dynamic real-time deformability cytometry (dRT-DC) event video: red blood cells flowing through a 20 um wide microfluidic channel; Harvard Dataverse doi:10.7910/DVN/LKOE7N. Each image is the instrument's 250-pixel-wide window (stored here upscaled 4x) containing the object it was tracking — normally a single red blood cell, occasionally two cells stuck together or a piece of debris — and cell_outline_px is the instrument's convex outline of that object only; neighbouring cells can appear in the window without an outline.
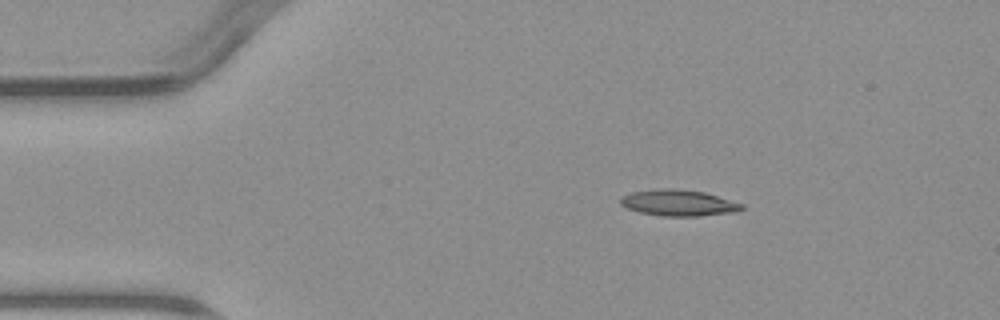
{"species": "common noctule bat (a hibernating species)", "species_latin": "Nyctalus noctula", "temperature_condition": "warm", "stored_images_in_passage": 2, "camera_frame_rate_fps": 3000, "um_per_image_px": 0.085, "animal": {"sex": "male", "body_mass_g": 23.1, "forearm_length_mm": 52.7}, "frame": {"image": 1, "passage_image": 1, "time_ms": 0.0, "image_size_px": [1000, 320], "cell_outline_px": [[744, 208], [736, 212], [700, 216], [660, 216], [640, 212], [628, 208], [620, 204], [620, 196], [632, 192], [656, 188], [676, 188], [704, 192], [744, 204]], "centroid_in_image_um": [57.67, 17.24], "position_along_channel_um": 27.3, "area_um2": 18.67}}
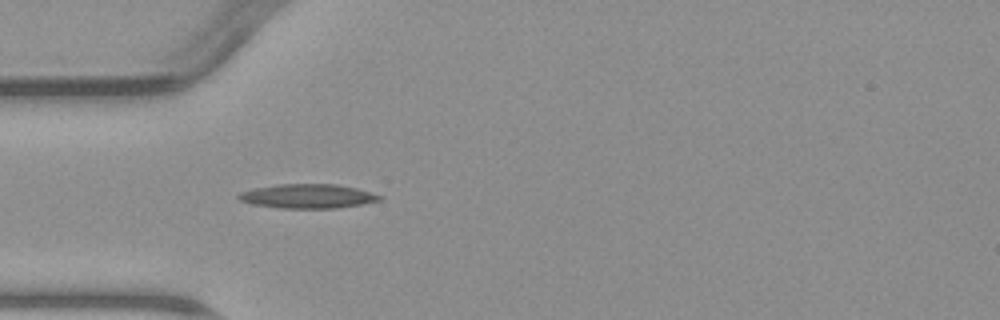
{"frame": {"image": 2, "passage_image": 2, "time_ms": 2.333, "image_size_px": [1000, 320], "cell_outline_px": [[384, 196], [380, 200], [360, 204], [336, 208], [280, 208], [252, 204], [240, 200], [236, 196], [240, 192], [256, 188], [280, 184], [336, 184], [356, 188]], "centroid_in_image_um": [26.15, 16.67], "position_along_channel_um": 58.8, "area_um2": 19.71}}